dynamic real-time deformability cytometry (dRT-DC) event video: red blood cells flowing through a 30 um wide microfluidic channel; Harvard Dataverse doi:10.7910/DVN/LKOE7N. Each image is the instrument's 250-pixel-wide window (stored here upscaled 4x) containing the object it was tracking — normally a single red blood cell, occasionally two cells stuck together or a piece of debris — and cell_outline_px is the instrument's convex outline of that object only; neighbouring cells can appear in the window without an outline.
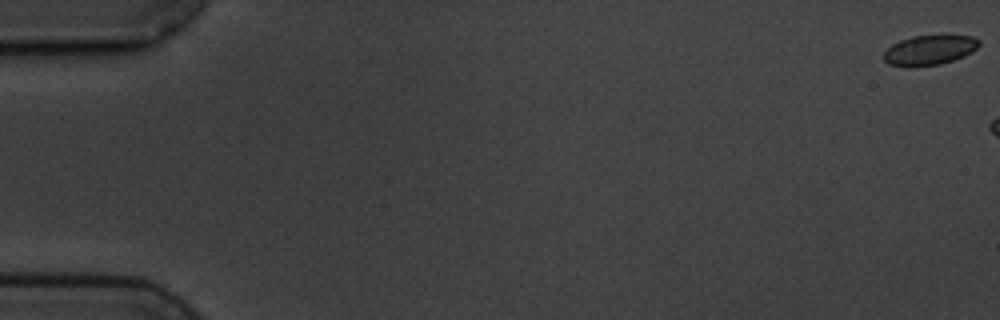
{"species": "common noctule bat (a hibernating species)", "species_latin": "Nyctalus noctula", "temperature_condition": "cold", "stored_images_in_passage": 4, "camera_frame_rate_fps": 3000, "um_per_image_px": 0.085, "animal": {"sex": "male", "body_mass_g": 19.5, "forearm_length_mm": 54.6}, "frame": {"image": 1, "passage_image": 1, "time_ms": 0.0, "image_size_px": [1000, 320], "cell_outline_px": [[980, 44], [972, 52], [964, 56], [940, 64], [908, 68], [888, 64], [880, 56], [892, 44], [900, 40], [912, 36], [972, 36], [980, 40]], "centroid_in_image_um": [78.95, 4.28], "position_along_channel_um": 6.1, "area_um2": 16.7}}